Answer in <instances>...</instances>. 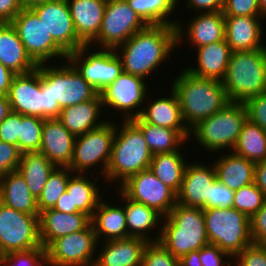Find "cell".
Here are the masks:
<instances>
[{
  "label": "cell",
  "instance_id": "836d02e7",
  "mask_svg": "<svg viewBox=\"0 0 266 266\" xmlns=\"http://www.w3.org/2000/svg\"><path fill=\"white\" fill-rule=\"evenodd\" d=\"M143 133L153 155L179 151L190 135V130H175L155 126L142 121L139 117L131 120Z\"/></svg>",
  "mask_w": 266,
  "mask_h": 266
},
{
  "label": "cell",
  "instance_id": "4316f807",
  "mask_svg": "<svg viewBox=\"0 0 266 266\" xmlns=\"http://www.w3.org/2000/svg\"><path fill=\"white\" fill-rule=\"evenodd\" d=\"M197 66L187 67L191 74L207 79L222 81L226 75L232 50L226 40L196 48Z\"/></svg>",
  "mask_w": 266,
  "mask_h": 266
},
{
  "label": "cell",
  "instance_id": "ba28073f",
  "mask_svg": "<svg viewBox=\"0 0 266 266\" xmlns=\"http://www.w3.org/2000/svg\"><path fill=\"white\" fill-rule=\"evenodd\" d=\"M116 131L115 121L107 119L102 126L77 136L74 151L68 168L73 173L87 174L91 168L99 163L101 173L105 178L106 169L110 161L113 140Z\"/></svg>",
  "mask_w": 266,
  "mask_h": 266
},
{
  "label": "cell",
  "instance_id": "91938a15",
  "mask_svg": "<svg viewBox=\"0 0 266 266\" xmlns=\"http://www.w3.org/2000/svg\"><path fill=\"white\" fill-rule=\"evenodd\" d=\"M179 266H202L200 262V249L182 256L179 259Z\"/></svg>",
  "mask_w": 266,
  "mask_h": 266
},
{
  "label": "cell",
  "instance_id": "c3c4849f",
  "mask_svg": "<svg viewBox=\"0 0 266 266\" xmlns=\"http://www.w3.org/2000/svg\"><path fill=\"white\" fill-rule=\"evenodd\" d=\"M234 258L235 266H266V246L252 244Z\"/></svg>",
  "mask_w": 266,
  "mask_h": 266
},
{
  "label": "cell",
  "instance_id": "ab89813d",
  "mask_svg": "<svg viewBox=\"0 0 266 266\" xmlns=\"http://www.w3.org/2000/svg\"><path fill=\"white\" fill-rule=\"evenodd\" d=\"M72 171L68 167H56L49 175L41 195L37 199L39 213L53 208L66 191Z\"/></svg>",
  "mask_w": 266,
  "mask_h": 266
},
{
  "label": "cell",
  "instance_id": "d4e9b609",
  "mask_svg": "<svg viewBox=\"0 0 266 266\" xmlns=\"http://www.w3.org/2000/svg\"><path fill=\"white\" fill-rule=\"evenodd\" d=\"M78 38L89 45L101 29L107 0H67Z\"/></svg>",
  "mask_w": 266,
  "mask_h": 266
},
{
  "label": "cell",
  "instance_id": "9a60e30c",
  "mask_svg": "<svg viewBox=\"0 0 266 266\" xmlns=\"http://www.w3.org/2000/svg\"><path fill=\"white\" fill-rule=\"evenodd\" d=\"M118 188L127 198L156 209L163 216L177 204V194L163 184L150 169L127 178Z\"/></svg>",
  "mask_w": 266,
  "mask_h": 266
},
{
  "label": "cell",
  "instance_id": "6f0895ef",
  "mask_svg": "<svg viewBox=\"0 0 266 266\" xmlns=\"http://www.w3.org/2000/svg\"><path fill=\"white\" fill-rule=\"evenodd\" d=\"M254 184L266 197V160L256 162L254 171Z\"/></svg>",
  "mask_w": 266,
  "mask_h": 266
},
{
  "label": "cell",
  "instance_id": "db71d44e",
  "mask_svg": "<svg viewBox=\"0 0 266 266\" xmlns=\"http://www.w3.org/2000/svg\"><path fill=\"white\" fill-rule=\"evenodd\" d=\"M180 0H178L179 4ZM187 9L196 10L200 13L205 12H222L224 0H186ZM200 10V11H199Z\"/></svg>",
  "mask_w": 266,
  "mask_h": 266
},
{
  "label": "cell",
  "instance_id": "6da1fadb",
  "mask_svg": "<svg viewBox=\"0 0 266 266\" xmlns=\"http://www.w3.org/2000/svg\"><path fill=\"white\" fill-rule=\"evenodd\" d=\"M175 47H177L176 27L159 24L147 25L137 31L115 51L122 61L124 72L145 79L161 65V62L171 56L170 53Z\"/></svg>",
  "mask_w": 266,
  "mask_h": 266
},
{
  "label": "cell",
  "instance_id": "9f6ffc18",
  "mask_svg": "<svg viewBox=\"0 0 266 266\" xmlns=\"http://www.w3.org/2000/svg\"><path fill=\"white\" fill-rule=\"evenodd\" d=\"M22 9L19 0H0V23L11 22Z\"/></svg>",
  "mask_w": 266,
  "mask_h": 266
},
{
  "label": "cell",
  "instance_id": "bcb514c9",
  "mask_svg": "<svg viewBox=\"0 0 266 266\" xmlns=\"http://www.w3.org/2000/svg\"><path fill=\"white\" fill-rule=\"evenodd\" d=\"M22 114L11 111L0 123V141L18 147Z\"/></svg>",
  "mask_w": 266,
  "mask_h": 266
},
{
  "label": "cell",
  "instance_id": "f907efd6",
  "mask_svg": "<svg viewBox=\"0 0 266 266\" xmlns=\"http://www.w3.org/2000/svg\"><path fill=\"white\" fill-rule=\"evenodd\" d=\"M234 193V190H231L217 180L212 185L210 208L227 209L233 207Z\"/></svg>",
  "mask_w": 266,
  "mask_h": 266
},
{
  "label": "cell",
  "instance_id": "7a4b0ae2",
  "mask_svg": "<svg viewBox=\"0 0 266 266\" xmlns=\"http://www.w3.org/2000/svg\"><path fill=\"white\" fill-rule=\"evenodd\" d=\"M182 71L171 88L178 97L183 121L190 130L199 121L220 111L229 100L222 81L195 76L186 68Z\"/></svg>",
  "mask_w": 266,
  "mask_h": 266
},
{
  "label": "cell",
  "instance_id": "94428289",
  "mask_svg": "<svg viewBox=\"0 0 266 266\" xmlns=\"http://www.w3.org/2000/svg\"><path fill=\"white\" fill-rule=\"evenodd\" d=\"M53 209L62 212V213H71V201H70V195L65 191L61 197L56 202Z\"/></svg>",
  "mask_w": 266,
  "mask_h": 266
},
{
  "label": "cell",
  "instance_id": "03108f58",
  "mask_svg": "<svg viewBox=\"0 0 266 266\" xmlns=\"http://www.w3.org/2000/svg\"><path fill=\"white\" fill-rule=\"evenodd\" d=\"M3 254H2V252H1V250H0V265H1V261H2V259H3Z\"/></svg>",
  "mask_w": 266,
  "mask_h": 266
},
{
  "label": "cell",
  "instance_id": "5bb4252c",
  "mask_svg": "<svg viewBox=\"0 0 266 266\" xmlns=\"http://www.w3.org/2000/svg\"><path fill=\"white\" fill-rule=\"evenodd\" d=\"M100 246L94 228L74 232L54 240L47 248L48 266H93Z\"/></svg>",
  "mask_w": 266,
  "mask_h": 266
},
{
  "label": "cell",
  "instance_id": "cb8c5ba5",
  "mask_svg": "<svg viewBox=\"0 0 266 266\" xmlns=\"http://www.w3.org/2000/svg\"><path fill=\"white\" fill-rule=\"evenodd\" d=\"M147 244L148 241L140 237L104 241L93 266H142Z\"/></svg>",
  "mask_w": 266,
  "mask_h": 266
},
{
  "label": "cell",
  "instance_id": "e7e4bbea",
  "mask_svg": "<svg viewBox=\"0 0 266 266\" xmlns=\"http://www.w3.org/2000/svg\"><path fill=\"white\" fill-rule=\"evenodd\" d=\"M261 15L266 18V0H258Z\"/></svg>",
  "mask_w": 266,
  "mask_h": 266
},
{
  "label": "cell",
  "instance_id": "d590c367",
  "mask_svg": "<svg viewBox=\"0 0 266 266\" xmlns=\"http://www.w3.org/2000/svg\"><path fill=\"white\" fill-rule=\"evenodd\" d=\"M56 166L41 152L21 153L17 171L25 178L32 195L38 199Z\"/></svg>",
  "mask_w": 266,
  "mask_h": 266
},
{
  "label": "cell",
  "instance_id": "6125c7cd",
  "mask_svg": "<svg viewBox=\"0 0 266 266\" xmlns=\"http://www.w3.org/2000/svg\"><path fill=\"white\" fill-rule=\"evenodd\" d=\"M11 112L8 96L0 95V123Z\"/></svg>",
  "mask_w": 266,
  "mask_h": 266
},
{
  "label": "cell",
  "instance_id": "e0dca14e",
  "mask_svg": "<svg viewBox=\"0 0 266 266\" xmlns=\"http://www.w3.org/2000/svg\"><path fill=\"white\" fill-rule=\"evenodd\" d=\"M31 9L43 22L54 41L67 53L85 45L77 36L67 0H49Z\"/></svg>",
  "mask_w": 266,
  "mask_h": 266
},
{
  "label": "cell",
  "instance_id": "ee69618b",
  "mask_svg": "<svg viewBox=\"0 0 266 266\" xmlns=\"http://www.w3.org/2000/svg\"><path fill=\"white\" fill-rule=\"evenodd\" d=\"M142 266H179L174 257L159 241L148 242L144 249Z\"/></svg>",
  "mask_w": 266,
  "mask_h": 266
},
{
  "label": "cell",
  "instance_id": "603a6c76",
  "mask_svg": "<svg viewBox=\"0 0 266 266\" xmlns=\"http://www.w3.org/2000/svg\"><path fill=\"white\" fill-rule=\"evenodd\" d=\"M76 137L58 119H44L39 152L56 167L70 165Z\"/></svg>",
  "mask_w": 266,
  "mask_h": 266
},
{
  "label": "cell",
  "instance_id": "484cf974",
  "mask_svg": "<svg viewBox=\"0 0 266 266\" xmlns=\"http://www.w3.org/2000/svg\"><path fill=\"white\" fill-rule=\"evenodd\" d=\"M118 193L121 195V201L125 203L123 207L126 215L127 238L140 237L148 242H158L161 235V225L158 226L160 228L157 230L156 234L158 235L155 238L149 236L152 230L154 231L157 228L158 223L163 221L161 218L164 216L152 207L127 198L121 191Z\"/></svg>",
  "mask_w": 266,
  "mask_h": 266
},
{
  "label": "cell",
  "instance_id": "d6a6232c",
  "mask_svg": "<svg viewBox=\"0 0 266 266\" xmlns=\"http://www.w3.org/2000/svg\"><path fill=\"white\" fill-rule=\"evenodd\" d=\"M170 97H160L143 107L139 118L149 124L175 130H189L185 125L178 97L170 88Z\"/></svg>",
  "mask_w": 266,
  "mask_h": 266
},
{
  "label": "cell",
  "instance_id": "ffe728a7",
  "mask_svg": "<svg viewBox=\"0 0 266 266\" xmlns=\"http://www.w3.org/2000/svg\"><path fill=\"white\" fill-rule=\"evenodd\" d=\"M185 29L187 33H183L185 25L181 22L176 24L177 46L186 35L190 45L193 48H198L203 45L219 42L225 39V20L223 12H205L197 13L191 18ZM184 37H183V36ZM179 42V43H178Z\"/></svg>",
  "mask_w": 266,
  "mask_h": 266
},
{
  "label": "cell",
  "instance_id": "be15d7a7",
  "mask_svg": "<svg viewBox=\"0 0 266 266\" xmlns=\"http://www.w3.org/2000/svg\"><path fill=\"white\" fill-rule=\"evenodd\" d=\"M23 8H31L41 2L49 1V0H19Z\"/></svg>",
  "mask_w": 266,
  "mask_h": 266
},
{
  "label": "cell",
  "instance_id": "ac0fdd59",
  "mask_svg": "<svg viewBox=\"0 0 266 266\" xmlns=\"http://www.w3.org/2000/svg\"><path fill=\"white\" fill-rule=\"evenodd\" d=\"M8 99L11 111L46 119L45 92L41 91V73L37 68L13 77Z\"/></svg>",
  "mask_w": 266,
  "mask_h": 266
},
{
  "label": "cell",
  "instance_id": "8d00e7d4",
  "mask_svg": "<svg viewBox=\"0 0 266 266\" xmlns=\"http://www.w3.org/2000/svg\"><path fill=\"white\" fill-rule=\"evenodd\" d=\"M179 151L153 155L150 171L176 194L179 192L188 162Z\"/></svg>",
  "mask_w": 266,
  "mask_h": 266
},
{
  "label": "cell",
  "instance_id": "3957f363",
  "mask_svg": "<svg viewBox=\"0 0 266 266\" xmlns=\"http://www.w3.org/2000/svg\"><path fill=\"white\" fill-rule=\"evenodd\" d=\"M162 219L159 242L177 259L209 244L202 208L177 203Z\"/></svg>",
  "mask_w": 266,
  "mask_h": 266
},
{
  "label": "cell",
  "instance_id": "f5cc1de1",
  "mask_svg": "<svg viewBox=\"0 0 266 266\" xmlns=\"http://www.w3.org/2000/svg\"><path fill=\"white\" fill-rule=\"evenodd\" d=\"M225 257L229 258L227 262L224 259ZM230 259L232 258L217 245L209 243L200 249V262L202 266H225V264L227 266H232L233 262H229Z\"/></svg>",
  "mask_w": 266,
  "mask_h": 266
},
{
  "label": "cell",
  "instance_id": "44dd1931",
  "mask_svg": "<svg viewBox=\"0 0 266 266\" xmlns=\"http://www.w3.org/2000/svg\"><path fill=\"white\" fill-rule=\"evenodd\" d=\"M263 16H224L225 40L232 52L265 49L262 43Z\"/></svg>",
  "mask_w": 266,
  "mask_h": 266
},
{
  "label": "cell",
  "instance_id": "74e56055",
  "mask_svg": "<svg viewBox=\"0 0 266 266\" xmlns=\"http://www.w3.org/2000/svg\"><path fill=\"white\" fill-rule=\"evenodd\" d=\"M232 152L255 163L266 160V131L246 119Z\"/></svg>",
  "mask_w": 266,
  "mask_h": 266
},
{
  "label": "cell",
  "instance_id": "7dc6e473",
  "mask_svg": "<svg viewBox=\"0 0 266 266\" xmlns=\"http://www.w3.org/2000/svg\"><path fill=\"white\" fill-rule=\"evenodd\" d=\"M224 16H262L258 0H224Z\"/></svg>",
  "mask_w": 266,
  "mask_h": 266
},
{
  "label": "cell",
  "instance_id": "680465c9",
  "mask_svg": "<svg viewBox=\"0 0 266 266\" xmlns=\"http://www.w3.org/2000/svg\"><path fill=\"white\" fill-rule=\"evenodd\" d=\"M16 74L0 62V95L8 96L13 77Z\"/></svg>",
  "mask_w": 266,
  "mask_h": 266
},
{
  "label": "cell",
  "instance_id": "7bdbcfd3",
  "mask_svg": "<svg viewBox=\"0 0 266 266\" xmlns=\"http://www.w3.org/2000/svg\"><path fill=\"white\" fill-rule=\"evenodd\" d=\"M48 266L46 249L33 248L26 251H18L3 256L0 266Z\"/></svg>",
  "mask_w": 266,
  "mask_h": 266
},
{
  "label": "cell",
  "instance_id": "4dcf8cb0",
  "mask_svg": "<svg viewBox=\"0 0 266 266\" xmlns=\"http://www.w3.org/2000/svg\"><path fill=\"white\" fill-rule=\"evenodd\" d=\"M0 202L17 211L39 215L37 199L17 170L0 177Z\"/></svg>",
  "mask_w": 266,
  "mask_h": 266
},
{
  "label": "cell",
  "instance_id": "277c9868",
  "mask_svg": "<svg viewBox=\"0 0 266 266\" xmlns=\"http://www.w3.org/2000/svg\"><path fill=\"white\" fill-rule=\"evenodd\" d=\"M121 125L117 128L116 122L111 157L105 174L108 184L119 180L118 183L122 184L130 176L149 169L153 157L141 130L131 120H123Z\"/></svg>",
  "mask_w": 266,
  "mask_h": 266
},
{
  "label": "cell",
  "instance_id": "11a10c76",
  "mask_svg": "<svg viewBox=\"0 0 266 266\" xmlns=\"http://www.w3.org/2000/svg\"><path fill=\"white\" fill-rule=\"evenodd\" d=\"M41 91L45 92L46 100V119H58L61 107L58 102H54L51 96V84L41 74Z\"/></svg>",
  "mask_w": 266,
  "mask_h": 266
},
{
  "label": "cell",
  "instance_id": "1f68e13d",
  "mask_svg": "<svg viewBox=\"0 0 266 266\" xmlns=\"http://www.w3.org/2000/svg\"><path fill=\"white\" fill-rule=\"evenodd\" d=\"M102 198L91 217L97 241L127 238L126 215L123 205L119 206L105 203ZM101 235H103L101 237Z\"/></svg>",
  "mask_w": 266,
  "mask_h": 266
},
{
  "label": "cell",
  "instance_id": "60d3db41",
  "mask_svg": "<svg viewBox=\"0 0 266 266\" xmlns=\"http://www.w3.org/2000/svg\"><path fill=\"white\" fill-rule=\"evenodd\" d=\"M44 119L22 115L18 149L21 153L39 151L42 141Z\"/></svg>",
  "mask_w": 266,
  "mask_h": 266
},
{
  "label": "cell",
  "instance_id": "f1b7e54d",
  "mask_svg": "<svg viewBox=\"0 0 266 266\" xmlns=\"http://www.w3.org/2000/svg\"><path fill=\"white\" fill-rule=\"evenodd\" d=\"M0 62L16 75L26 74L37 68L11 22L0 23Z\"/></svg>",
  "mask_w": 266,
  "mask_h": 266
},
{
  "label": "cell",
  "instance_id": "2e32d148",
  "mask_svg": "<svg viewBox=\"0 0 266 266\" xmlns=\"http://www.w3.org/2000/svg\"><path fill=\"white\" fill-rule=\"evenodd\" d=\"M146 84L145 79L123 71L114 82L99 93L102 106L105 109L108 106L109 109L112 108V111L113 109L120 111L118 113L122 112L125 121L137 118L143 109L142 103L147 101ZM141 105L142 107H139Z\"/></svg>",
  "mask_w": 266,
  "mask_h": 266
},
{
  "label": "cell",
  "instance_id": "f35d334b",
  "mask_svg": "<svg viewBox=\"0 0 266 266\" xmlns=\"http://www.w3.org/2000/svg\"><path fill=\"white\" fill-rule=\"evenodd\" d=\"M130 8L135 11L147 25H174L177 20L168 17L176 11L178 0H126ZM172 13V14H171Z\"/></svg>",
  "mask_w": 266,
  "mask_h": 266
},
{
  "label": "cell",
  "instance_id": "52a82bcc",
  "mask_svg": "<svg viewBox=\"0 0 266 266\" xmlns=\"http://www.w3.org/2000/svg\"><path fill=\"white\" fill-rule=\"evenodd\" d=\"M210 244L217 245L231 258L253 244L250 218L234 207L203 209Z\"/></svg>",
  "mask_w": 266,
  "mask_h": 266
},
{
  "label": "cell",
  "instance_id": "b9f144b4",
  "mask_svg": "<svg viewBox=\"0 0 266 266\" xmlns=\"http://www.w3.org/2000/svg\"><path fill=\"white\" fill-rule=\"evenodd\" d=\"M266 202L264 193L254 184L235 190L233 207L251 218Z\"/></svg>",
  "mask_w": 266,
  "mask_h": 266
},
{
  "label": "cell",
  "instance_id": "9c48e42d",
  "mask_svg": "<svg viewBox=\"0 0 266 266\" xmlns=\"http://www.w3.org/2000/svg\"><path fill=\"white\" fill-rule=\"evenodd\" d=\"M89 47L91 46L83 45L68 54L67 62L100 93L123 72L122 61L115 50L99 46L98 51L92 52Z\"/></svg>",
  "mask_w": 266,
  "mask_h": 266
},
{
  "label": "cell",
  "instance_id": "7c38bea8",
  "mask_svg": "<svg viewBox=\"0 0 266 266\" xmlns=\"http://www.w3.org/2000/svg\"><path fill=\"white\" fill-rule=\"evenodd\" d=\"M42 247L39 215L26 214L0 202V250L3 255Z\"/></svg>",
  "mask_w": 266,
  "mask_h": 266
},
{
  "label": "cell",
  "instance_id": "f546056e",
  "mask_svg": "<svg viewBox=\"0 0 266 266\" xmlns=\"http://www.w3.org/2000/svg\"><path fill=\"white\" fill-rule=\"evenodd\" d=\"M212 164L217 180L231 190L235 191L254 183L256 163L231 151L220 156Z\"/></svg>",
  "mask_w": 266,
  "mask_h": 266
},
{
  "label": "cell",
  "instance_id": "7402d4cb",
  "mask_svg": "<svg viewBox=\"0 0 266 266\" xmlns=\"http://www.w3.org/2000/svg\"><path fill=\"white\" fill-rule=\"evenodd\" d=\"M91 218L80 213H62L53 208L39 213V236L43 248L59 237L86 229Z\"/></svg>",
  "mask_w": 266,
  "mask_h": 266
},
{
  "label": "cell",
  "instance_id": "8992f818",
  "mask_svg": "<svg viewBox=\"0 0 266 266\" xmlns=\"http://www.w3.org/2000/svg\"><path fill=\"white\" fill-rule=\"evenodd\" d=\"M246 119L243 102H228L220 111L193 126L190 134L200 147L211 153L226 148L232 151Z\"/></svg>",
  "mask_w": 266,
  "mask_h": 266
},
{
  "label": "cell",
  "instance_id": "5b68a950",
  "mask_svg": "<svg viewBox=\"0 0 266 266\" xmlns=\"http://www.w3.org/2000/svg\"><path fill=\"white\" fill-rule=\"evenodd\" d=\"M229 102H245L266 91V48L232 52L222 80Z\"/></svg>",
  "mask_w": 266,
  "mask_h": 266
},
{
  "label": "cell",
  "instance_id": "f6af8a7d",
  "mask_svg": "<svg viewBox=\"0 0 266 266\" xmlns=\"http://www.w3.org/2000/svg\"><path fill=\"white\" fill-rule=\"evenodd\" d=\"M244 104L247 119L266 131V91L247 99Z\"/></svg>",
  "mask_w": 266,
  "mask_h": 266
},
{
  "label": "cell",
  "instance_id": "83f0119b",
  "mask_svg": "<svg viewBox=\"0 0 266 266\" xmlns=\"http://www.w3.org/2000/svg\"><path fill=\"white\" fill-rule=\"evenodd\" d=\"M100 94L92 100L68 106L60 111L58 120L75 137L102 126L107 120L100 121L102 111Z\"/></svg>",
  "mask_w": 266,
  "mask_h": 266
},
{
  "label": "cell",
  "instance_id": "4fadbf2b",
  "mask_svg": "<svg viewBox=\"0 0 266 266\" xmlns=\"http://www.w3.org/2000/svg\"><path fill=\"white\" fill-rule=\"evenodd\" d=\"M68 64L48 66L47 64L37 65V69L51 84V96L54 102H58L61 109L74 106L96 98L99 92Z\"/></svg>",
  "mask_w": 266,
  "mask_h": 266
},
{
  "label": "cell",
  "instance_id": "681fc988",
  "mask_svg": "<svg viewBox=\"0 0 266 266\" xmlns=\"http://www.w3.org/2000/svg\"><path fill=\"white\" fill-rule=\"evenodd\" d=\"M20 156L17 146L0 141V177L18 169Z\"/></svg>",
  "mask_w": 266,
  "mask_h": 266
},
{
  "label": "cell",
  "instance_id": "8fae6325",
  "mask_svg": "<svg viewBox=\"0 0 266 266\" xmlns=\"http://www.w3.org/2000/svg\"><path fill=\"white\" fill-rule=\"evenodd\" d=\"M146 26L126 0H107L99 35L89 45L115 50Z\"/></svg>",
  "mask_w": 266,
  "mask_h": 266
},
{
  "label": "cell",
  "instance_id": "d6986e66",
  "mask_svg": "<svg viewBox=\"0 0 266 266\" xmlns=\"http://www.w3.org/2000/svg\"><path fill=\"white\" fill-rule=\"evenodd\" d=\"M217 181L214 165L187 164L183 181L177 193V203L186 207L210 209L212 185Z\"/></svg>",
  "mask_w": 266,
  "mask_h": 266
},
{
  "label": "cell",
  "instance_id": "816d5d0a",
  "mask_svg": "<svg viewBox=\"0 0 266 266\" xmlns=\"http://www.w3.org/2000/svg\"><path fill=\"white\" fill-rule=\"evenodd\" d=\"M250 233L253 244L266 246V202L250 218Z\"/></svg>",
  "mask_w": 266,
  "mask_h": 266
},
{
  "label": "cell",
  "instance_id": "30bf717a",
  "mask_svg": "<svg viewBox=\"0 0 266 266\" xmlns=\"http://www.w3.org/2000/svg\"><path fill=\"white\" fill-rule=\"evenodd\" d=\"M27 54L37 64L53 58L67 60V53L54 41L43 22L31 8H23L11 21ZM62 57V58H61Z\"/></svg>",
  "mask_w": 266,
  "mask_h": 266
},
{
  "label": "cell",
  "instance_id": "e575fe53",
  "mask_svg": "<svg viewBox=\"0 0 266 266\" xmlns=\"http://www.w3.org/2000/svg\"><path fill=\"white\" fill-rule=\"evenodd\" d=\"M96 181L94 178L90 180V177L83 173H73L70 176L66 191L70 195L71 213L82 212L90 218L93 216L102 199Z\"/></svg>",
  "mask_w": 266,
  "mask_h": 266
}]
</instances>
